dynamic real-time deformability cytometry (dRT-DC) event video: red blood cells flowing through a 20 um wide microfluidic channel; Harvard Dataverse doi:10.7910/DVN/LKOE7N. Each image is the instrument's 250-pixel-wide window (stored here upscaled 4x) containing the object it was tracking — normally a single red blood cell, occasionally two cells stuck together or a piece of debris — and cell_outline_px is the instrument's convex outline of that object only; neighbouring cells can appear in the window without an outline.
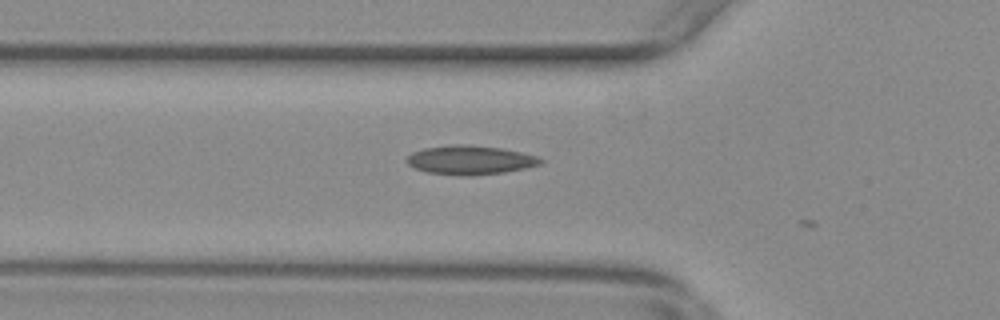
{"species": "common noctule bat (a hibernating species)", "species_latin": "Nyctalus noctula", "temperature_condition": "warm", "stored_images_in_passage": 5, "camera_frame_rate_fps": 3000, "um_per_image_px": 0.085, "animal": {"sex": "female", "body_mass_g": 29.2, "forearm_length_mm": 56.3}, "frame": {"image": 1, "passage_image": 2, "time_ms": 0.333, "image_size_px": [1000, 320], "cell_outline_px": [[544, 160], [540, 164], [524, 168], [504, 172], [472, 176], [460, 176], [428, 172], [416, 168], [408, 164], [408, 156], [412, 152], [424, 148], [456, 144], [464, 144], [500, 148], [520, 152], [536, 156]], "centroid_in_image_um": [39.96, 13.6], "position_along_channel_um": 85.8, "area_um2": 22.37}}